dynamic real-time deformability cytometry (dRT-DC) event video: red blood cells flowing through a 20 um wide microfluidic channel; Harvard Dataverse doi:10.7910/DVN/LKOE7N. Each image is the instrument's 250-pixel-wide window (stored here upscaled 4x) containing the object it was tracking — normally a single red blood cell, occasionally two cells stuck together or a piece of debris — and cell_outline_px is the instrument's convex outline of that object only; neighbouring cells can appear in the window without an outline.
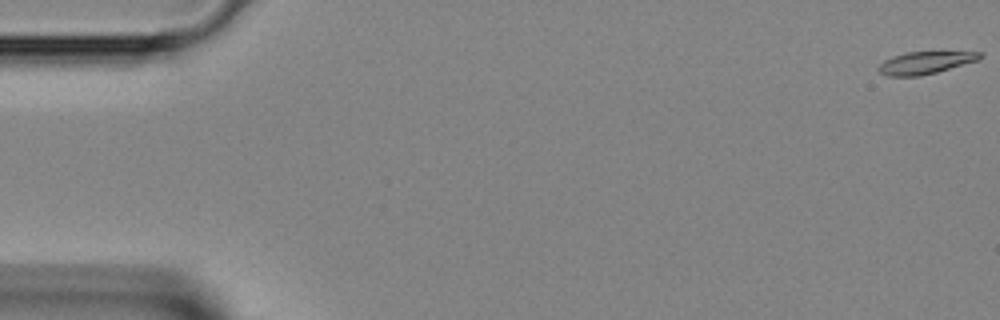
{"species": "Egyptian fruit bat (a non-hibernating species)", "species_latin": "Rousettus aegyptiacus", "temperature_condition": "room temperature", "stored_images_in_passage": 41, "camera_frame_rate_fps": 3000, "um_per_image_px": 0.085, "animal": {"sex": "female"}, "frame": {"image": 1, "passage_image": 1, "time_ms": 0.0, "image_size_px": [1000, 320], "cell_outline_px": [[984, 56], [976, 60], [936, 72], [920, 76], [888, 76], [880, 72], [876, 68], [884, 60], [892, 56], [904, 52], [984, 52]], "centroid_in_image_um": [78.6, 5.32], "position_along_channel_um": 6.4, "area_um2": 13.06}}
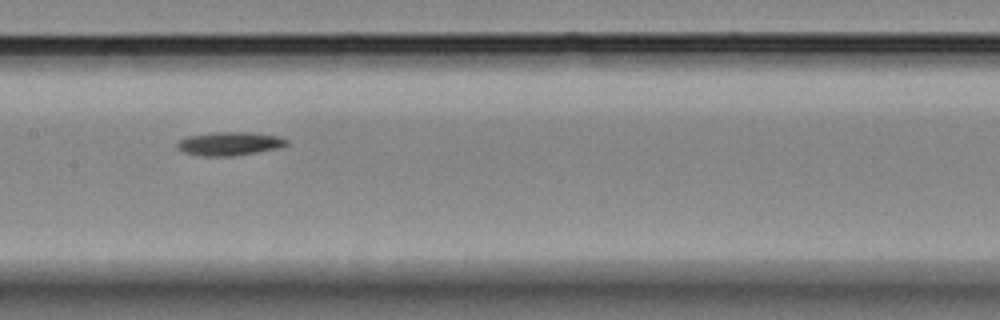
{"frame": {"image": 2, "passage_image": 22, "time_ms": 7.0, "image_size_px": [1000, 320], "cell_outline_px": [[288, 144], [280, 148], [236, 156], [204, 156], [184, 152], [176, 148], [176, 144], [180, 140], [188, 136], [216, 132], [244, 132], [280, 136], [288, 140]], "centroid_in_image_um": [19.53, 12.22], "position_along_channel_um": 187.9, "area_um2": 15.03}}
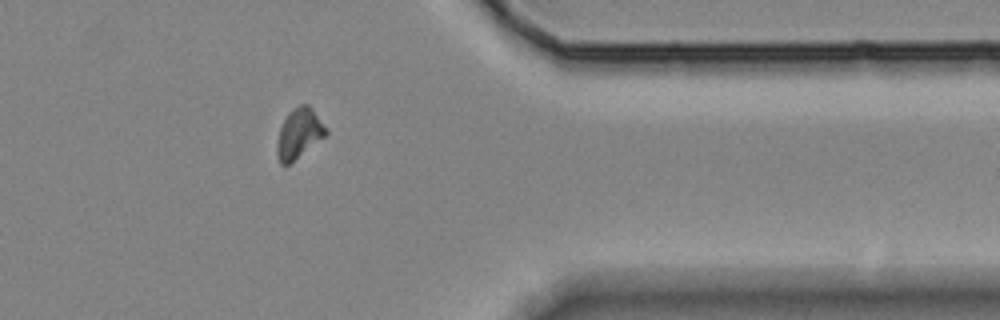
{"frame": {"image": 3, "passage_image": 36, "time_ms": 11.667, "image_size_px": [1000, 320], "cell_outline_px": [[328, 132], [324, 136], [288, 164], [280, 164], [276, 156], [276, 144], [280, 128], [288, 112], [292, 108], [300, 104], [308, 104], [312, 108], [328, 128]], "centroid_in_image_um": [25.4, 11.31], "position_along_channel_um": 386.0, "area_um2": 14.1}}